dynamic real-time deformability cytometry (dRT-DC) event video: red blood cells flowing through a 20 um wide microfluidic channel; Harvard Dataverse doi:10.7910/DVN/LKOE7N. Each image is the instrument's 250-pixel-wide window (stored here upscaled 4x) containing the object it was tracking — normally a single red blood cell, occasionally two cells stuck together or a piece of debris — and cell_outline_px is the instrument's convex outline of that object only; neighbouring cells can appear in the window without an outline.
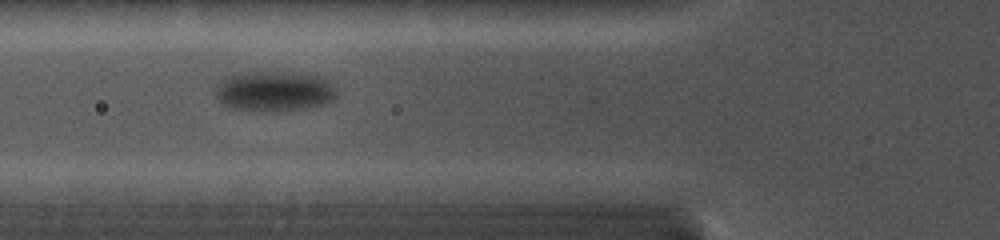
{"species": "common noctule bat (a hibernating species)", "species_latin": "Nyctalus noctula", "temperature_condition": "cold", "stored_images_in_passage": 16, "camera_frame_rate_fps": 5000, "um_per_image_px": 0.085, "animal": {"sex": "female", "body_mass_g": 19.0, "forearm_length_mm": 56.7}, "frame": {"image": 1, "passage_image": 2, "time_ms": 1.2, "image_size_px": [1000, 240], "cell_outline_px": [[336, 96], [328, 104], [308, 108], [280, 112], [272, 112], [232, 108], [224, 104], [216, 96], [220, 84], [224, 80], [240, 72], [300, 72], [324, 76], [332, 80], [336, 88]], "centroid_in_image_um": [23.47, 7.75], "position_along_channel_um": 102.3, "area_um2": 28.78}}
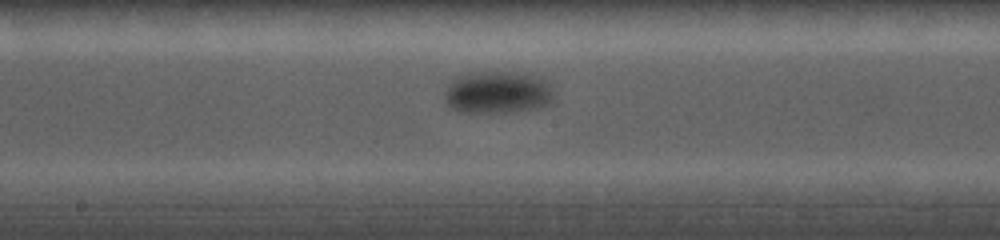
{"frame": {"image": 2, "passage_image": 6, "time_ms": 4.0, "image_size_px": [1000, 240], "cell_outline_px": [[552, 100], [548, 104], [536, 108], [504, 112], [460, 112], [448, 108], [444, 96], [444, 92], [448, 84], [456, 76], [468, 72], [524, 72], [540, 76], [552, 88]], "centroid_in_image_um": [42.25, 7.83], "position_along_channel_um": 206.0, "area_um2": 27.28}}
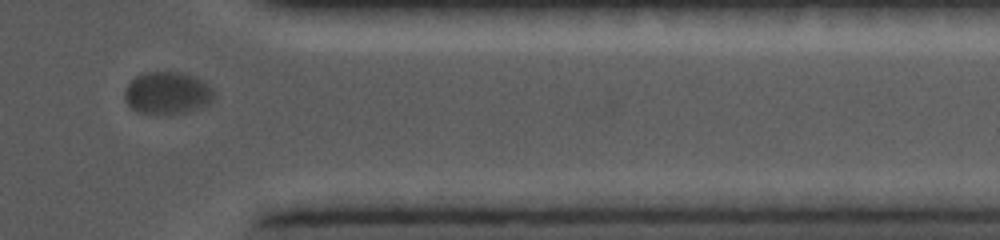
{"frame": {"image": 3, "passage_image": 14, "time_ms": 9.2, "image_size_px": [1000, 240], "cell_outline_px": [[212, 104], [188, 112], [136, 112], [124, 100], [124, 92], [128, 84], [136, 76], [148, 72], [176, 72], [192, 76], [208, 84], [212, 88]], "centroid_in_image_um": [14.22, 7.9], "position_along_channel_um": 397.2, "area_um2": 21.56}}